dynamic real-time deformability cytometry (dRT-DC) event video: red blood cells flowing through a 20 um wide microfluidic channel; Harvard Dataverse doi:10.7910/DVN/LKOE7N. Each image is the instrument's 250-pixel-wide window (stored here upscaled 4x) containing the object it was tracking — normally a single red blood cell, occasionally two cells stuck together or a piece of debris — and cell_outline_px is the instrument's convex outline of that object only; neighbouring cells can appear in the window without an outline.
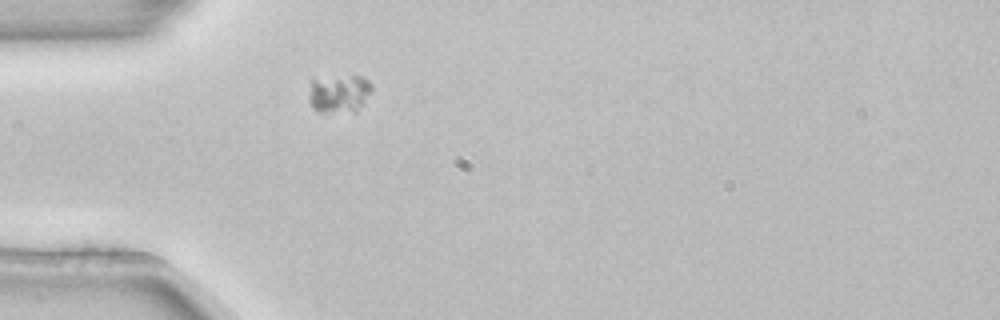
{"species": "common noctule bat (a hibernating species)", "species_latin": "Nyctalus noctula", "temperature_condition": "room temperature", "stored_images_in_passage": 1, "camera_frame_rate_fps": 3000, "um_per_image_px": 0.085, "animal": {"sex": "female", "body_mass_g": 22.7, "forearm_length_mm": 54.2}, "frame": {"image": 1, "passage_image": 1, "time_ms": 0.0, "image_size_px": [1000, 320], "cell_outline_px": [[372, 88], [364, 104], [356, 112], [316, 112], [312, 108], [308, 100], [308, 96], [312, 76], [364, 76], [372, 84]], "centroid_in_image_um": [28.78, 7.94], "position_along_channel_um": 56.2, "area_um2": 14.68}}